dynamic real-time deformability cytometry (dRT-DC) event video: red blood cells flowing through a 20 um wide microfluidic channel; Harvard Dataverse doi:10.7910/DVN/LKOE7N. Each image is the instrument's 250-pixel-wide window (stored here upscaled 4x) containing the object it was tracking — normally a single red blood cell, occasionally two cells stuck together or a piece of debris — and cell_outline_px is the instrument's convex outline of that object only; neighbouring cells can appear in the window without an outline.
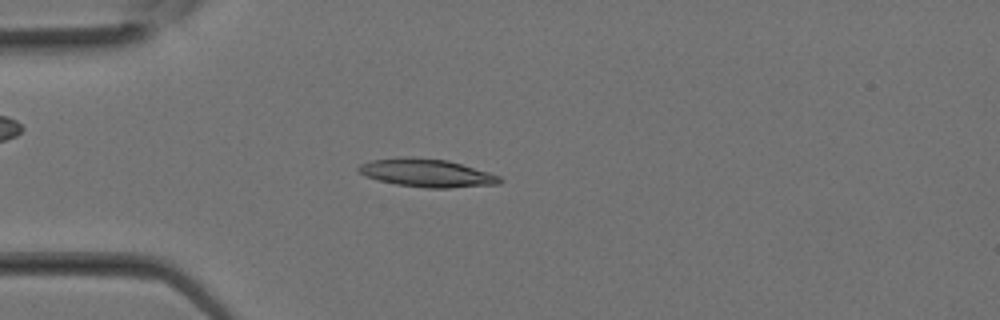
{"species": "Egyptian fruit bat (a non-hibernating species)", "species_latin": "Rousettus aegyptiacus", "temperature_condition": "room temperature", "stored_images_in_passage": 26, "camera_frame_rate_fps": 3000, "um_per_image_px": 0.085, "animal": {"sex": "female"}, "frame": {"image": 1, "passage_image": 7, "time_ms": 2.0, "image_size_px": [1000, 320], "cell_outline_px": [[504, 180], [500, 184], [448, 188], [428, 188], [396, 184], [364, 176], [356, 168], [360, 164], [372, 160], [404, 156], [412, 156], [448, 160], [488, 172], [500, 176]], "centroid_in_image_um": [36.28, 14.69], "position_along_channel_um": 48.7, "area_um2": 23.18}}
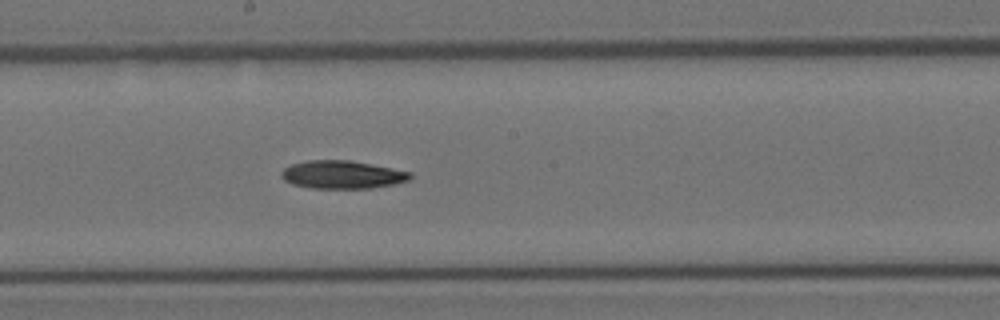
{"frame": {"image": 2, "passage_image": 15, "time_ms": 4.667, "image_size_px": [1000, 320], "cell_outline_px": [[412, 176], [408, 180], [392, 184], [372, 188], [312, 188], [292, 184], [284, 180], [280, 176], [280, 172], [284, 168], [292, 164], [308, 160], [348, 160], [392, 168], [412, 172]], "centroid_in_image_um": [29.06, 14.84], "position_along_channel_um": 219.1, "area_um2": 20.92}}
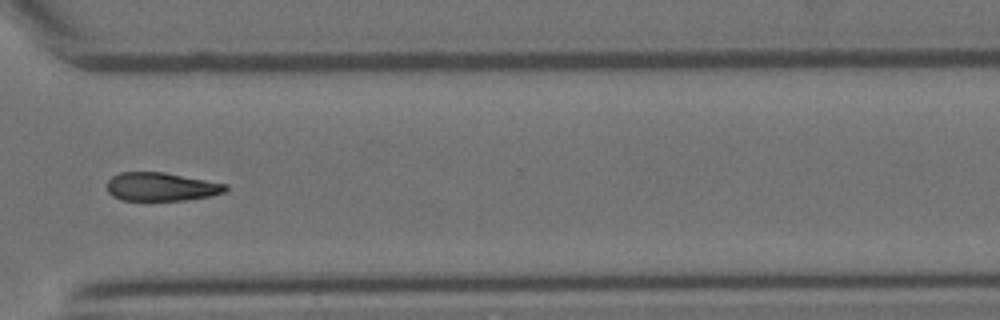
{"frame": {"image": 3, "passage_image": 21, "time_ms": 6.667, "image_size_px": [1000, 320], "cell_outline_px": [[228, 188], [224, 192], [212, 196], [184, 200], [120, 200], [112, 196], [108, 192], [108, 180], [112, 176], [120, 172], [164, 172], [228, 184]], "centroid_in_image_um": [13.71, 15.87], "position_along_channel_um": 356.9, "area_um2": 19.71}}